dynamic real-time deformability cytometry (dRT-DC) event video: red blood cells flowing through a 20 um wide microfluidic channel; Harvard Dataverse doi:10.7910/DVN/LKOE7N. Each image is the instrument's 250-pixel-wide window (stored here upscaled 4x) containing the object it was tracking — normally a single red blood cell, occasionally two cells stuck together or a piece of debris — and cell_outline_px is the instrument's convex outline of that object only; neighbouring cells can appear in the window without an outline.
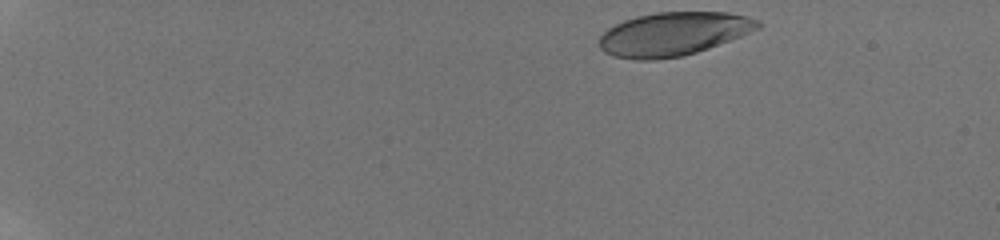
{"species": "human", "species_latin": "Homo sapiens", "temperature_condition": "room temperature", "stored_images_in_passage": 10, "camera_frame_rate_fps": 3000, "um_per_image_px": 0.085, "donor": {"sex": "male"}, "frame": {"image": 1, "passage_image": 1, "time_ms": 0.0, "image_size_px": [1000, 240], "cell_outline_px": [[764, 24], [760, 28], [740, 36], [708, 48], [684, 56], [656, 60], [636, 60], [612, 56], [604, 52], [600, 48], [600, 36], [608, 28], [624, 20], [636, 16], [656, 12], [728, 12], [748, 16], [760, 20]], "centroid_in_image_um": [57.25, 2.88], "position_along_channel_um": 27.7, "area_um2": 40.46}}
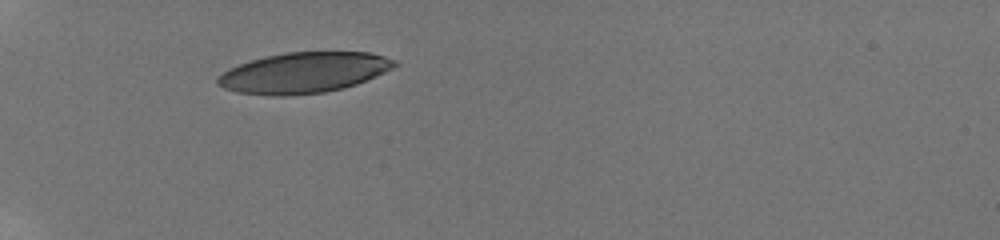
{"frame": {"image": 2, "passage_image": 6, "time_ms": 3.667, "image_size_px": [1000, 240], "cell_outline_px": [[400, 64], [376, 76], [356, 84], [344, 88], [324, 92], [284, 96], [272, 96], [236, 92], [224, 88], [216, 84], [216, 80], [228, 68], [252, 60], [268, 56], [288, 52], [368, 52], [384, 56], [396, 60]], "centroid_in_image_um": [25.83, 6.18], "position_along_channel_um": 59.2, "area_um2": 41.73}}
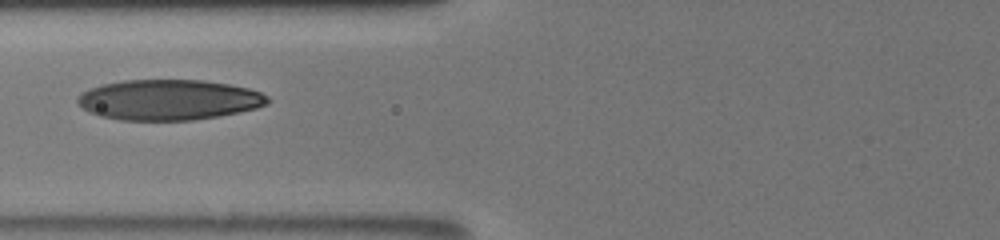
{"frame": {"image": 3, "passage_image": 9, "time_ms": 5.667, "image_size_px": [1000, 240], "cell_outline_px": [[268, 104], [256, 108], [220, 116], [192, 120], [120, 120], [100, 116], [88, 112], [76, 100], [84, 92], [92, 88], [104, 84], [124, 80], [204, 80], [228, 84], [248, 88], [260, 92], [268, 96]], "centroid_in_image_um": [14.37, 8.49], "position_along_channel_um": 111.4, "area_um2": 44.56}}